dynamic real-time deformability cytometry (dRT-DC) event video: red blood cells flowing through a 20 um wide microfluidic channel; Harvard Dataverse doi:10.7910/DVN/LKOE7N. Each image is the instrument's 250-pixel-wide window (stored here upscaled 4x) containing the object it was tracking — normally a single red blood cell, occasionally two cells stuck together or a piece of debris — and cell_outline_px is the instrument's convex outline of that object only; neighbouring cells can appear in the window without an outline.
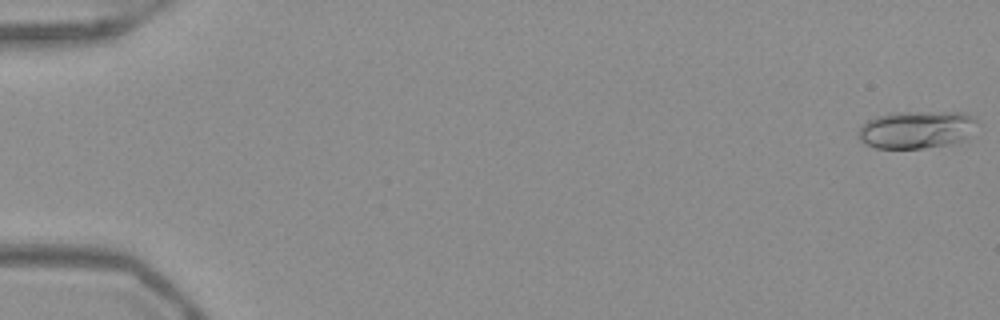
{"species": "Egyptian fruit bat (a non-hibernating species)", "species_latin": "Rousettus aegyptiacus", "temperature_condition": "warm", "stored_images_in_passage": 53, "camera_frame_rate_fps": 3000, "um_per_image_px": 0.085, "frame": {"image": 1, "passage_image": 1, "time_ms": 0.0, "image_size_px": [1000, 320], "cell_outline_px": [[976, 120], [964, 136], [960, 140], [952, 144], [924, 148], [876, 148], [864, 144], [860, 140], [856, 132], [860, 124], [876, 116], [896, 112], [964, 112], [972, 116]], "centroid_in_image_um": [77.76, 11.01], "position_along_channel_um": 7.2, "area_um2": 25.78}}
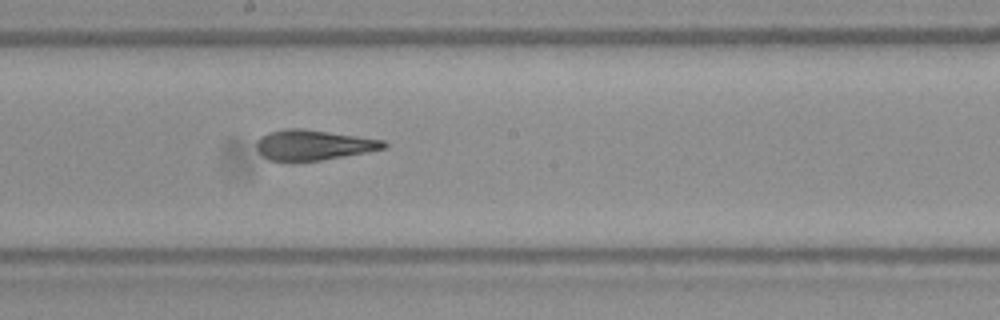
{"frame": {"image": 2, "passage_image": 30, "time_ms": 9.667, "image_size_px": [1000, 320], "cell_outline_px": [[388, 148], [368, 152], [320, 160], [268, 160], [256, 148], [256, 140], [260, 136], [268, 132], [284, 128], [304, 128], [384, 140], [388, 144]], "centroid_in_image_um": [26.65, 12.3], "position_along_channel_um": 221.5, "area_um2": 22.43}}
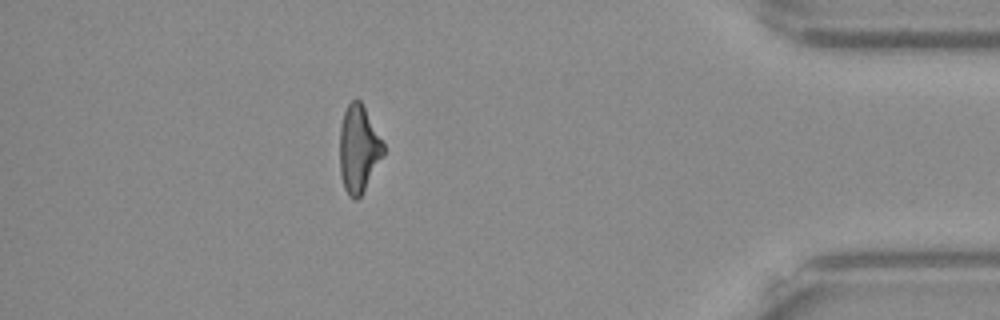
{"frame": {"image": 3, "passage_image": 47, "time_ms": 15.333, "image_size_px": [1000, 320], "cell_outline_px": [[384, 156], [360, 196], [356, 200], [352, 200], [348, 196], [344, 188], [340, 176], [340, 124], [344, 112], [348, 104], [352, 100], [360, 100], [384, 144]], "centroid_in_image_um": [30.47, 12.69], "position_along_channel_um": 404.7, "area_um2": 22.14}, "authors_computed_cell_mechanics": {"area_um2": 23.0044, "velocity_mm_per_s": 3.9493, "shape_relaxation_time_tau1_ms": 10.6967, "shape_relaxation_time_tau2_ms": 1.6602, "deformation_change_tau1": 0.2982, "deformation_change_tau2": 0.1137}}